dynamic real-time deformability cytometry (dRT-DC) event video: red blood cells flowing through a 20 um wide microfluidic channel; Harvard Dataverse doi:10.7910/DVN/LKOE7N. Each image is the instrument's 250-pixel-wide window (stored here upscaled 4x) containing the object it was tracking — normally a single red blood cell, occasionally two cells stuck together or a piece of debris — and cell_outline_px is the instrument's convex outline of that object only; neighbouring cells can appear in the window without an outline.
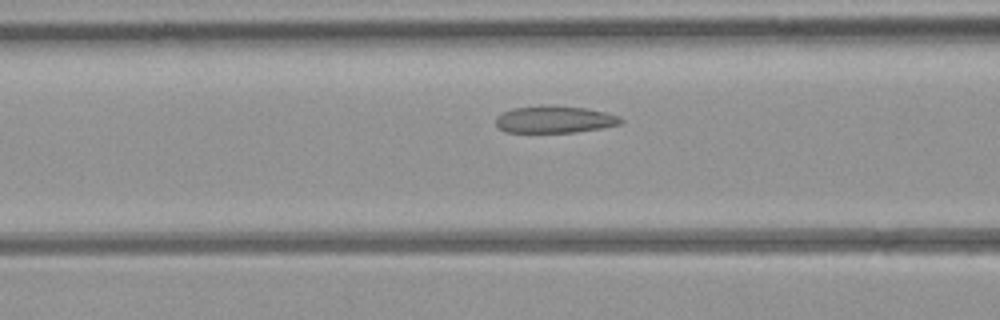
{"species": "common noctule bat (a hibernating species)", "species_latin": "Nyctalus noctula", "temperature_condition": "room temperature", "stored_images_in_passage": 3, "camera_frame_rate_fps": 3000, "um_per_image_px": 0.085, "animal": {"sex": "female", "body_mass_g": 21.9}, "frame": {"image": 1, "passage_image": 3, "time_ms": 2.333, "image_size_px": [1000, 320], "cell_outline_px": [[624, 120], [620, 124], [600, 128], [576, 132], [504, 132], [496, 124], [496, 116], [512, 108], [540, 104], [552, 104], [588, 108], [620, 116]], "centroid_in_image_um": [47.13, 10.12], "position_along_channel_um": 119.5, "area_um2": 20.06}}